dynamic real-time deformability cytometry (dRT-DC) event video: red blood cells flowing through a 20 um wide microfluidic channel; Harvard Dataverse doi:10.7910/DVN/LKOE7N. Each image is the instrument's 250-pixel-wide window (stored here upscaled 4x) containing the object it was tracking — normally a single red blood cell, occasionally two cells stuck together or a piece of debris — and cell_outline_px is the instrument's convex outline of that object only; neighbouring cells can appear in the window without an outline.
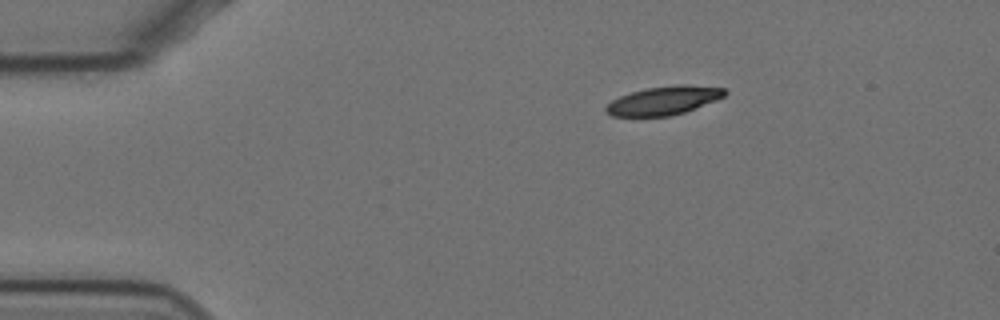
{"species": "Egyptian fruit bat (a non-hibernating species)", "species_latin": "Rousettus aegyptiacus", "temperature_condition": "cold", "stored_images_in_passage": 6, "camera_frame_rate_fps": 3000, "um_per_image_px": 0.085, "animal": {"sex": "female"}, "frame": {"image": 1, "passage_image": 1, "time_ms": 0.0, "image_size_px": [1000, 320], "cell_outline_px": [[728, 92], [724, 96], [716, 100], [684, 112], [672, 116], [612, 116], [604, 112], [604, 108], [612, 100], [620, 96], [632, 92], [648, 88], [676, 84], [688, 84], [724, 88]], "centroid_in_image_um": [56.42, 8.54], "position_along_channel_um": 28.6, "area_um2": 19.77}}